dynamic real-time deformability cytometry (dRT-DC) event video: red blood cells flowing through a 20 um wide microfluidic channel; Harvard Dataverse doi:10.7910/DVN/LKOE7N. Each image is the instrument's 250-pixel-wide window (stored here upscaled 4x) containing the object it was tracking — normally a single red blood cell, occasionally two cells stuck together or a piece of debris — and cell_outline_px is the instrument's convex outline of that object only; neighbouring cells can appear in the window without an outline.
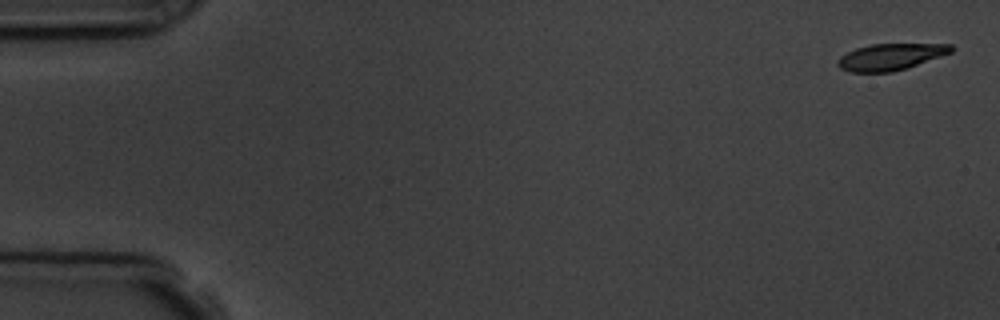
{"species": "common noctule bat (a hibernating species)", "species_latin": "Nyctalus noctula", "temperature_condition": "room temperature", "stored_images_in_passage": 5, "camera_frame_rate_fps": 3000, "um_per_image_px": 0.085, "animal": {"sex": "male", "body_mass_g": 19.5, "forearm_length_mm": 54.6}, "frame": {"image": 1, "passage_image": 1, "time_ms": 0.0, "image_size_px": [1000, 320], "cell_outline_px": [[956, 48], [952, 52], [908, 68], [892, 72], [852, 72], [840, 68], [836, 64], [836, 60], [840, 56], [856, 48], [872, 44], [952, 44]], "centroid_in_image_um": [75.71, 4.83], "position_along_channel_um": 9.3, "area_um2": 17.63}}
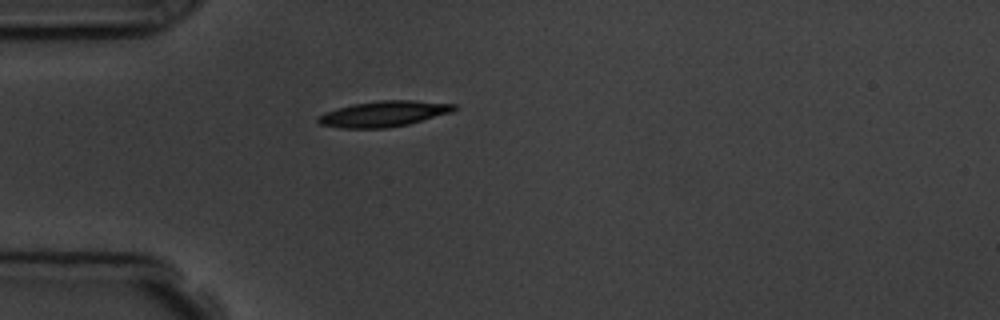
{"frame": {"image": 2, "passage_image": 5, "time_ms": 4.667, "image_size_px": [1000, 320], "cell_outline_px": [[460, 108], [452, 112], [408, 124], [384, 128], [340, 128], [320, 124], [316, 120], [324, 112], [336, 108], [352, 104], [380, 100], [412, 100], [456, 104]], "centroid_in_image_um": [32.63, 9.66], "position_along_channel_um": 52.4, "area_um2": 20.4}}